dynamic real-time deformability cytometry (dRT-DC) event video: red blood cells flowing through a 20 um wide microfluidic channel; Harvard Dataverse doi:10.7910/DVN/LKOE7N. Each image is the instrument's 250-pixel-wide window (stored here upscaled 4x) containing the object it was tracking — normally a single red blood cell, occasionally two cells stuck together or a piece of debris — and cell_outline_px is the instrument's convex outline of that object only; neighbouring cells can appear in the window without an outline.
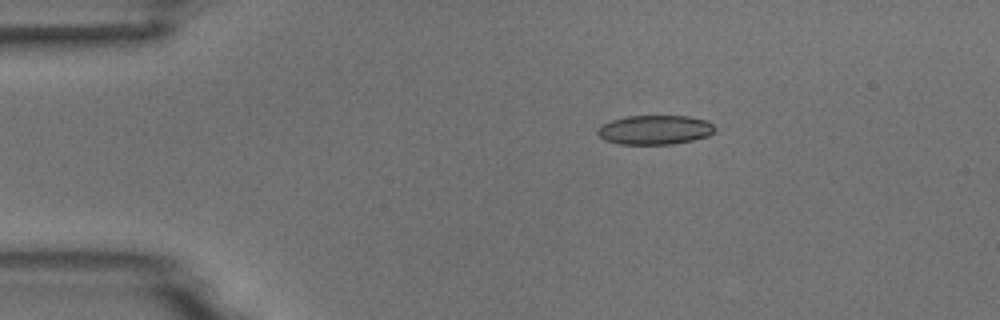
{"species": "common noctule bat (a hibernating species)", "species_latin": "Nyctalus noctula", "temperature_condition": "room temperature", "stored_images_in_passage": 3, "camera_frame_rate_fps": 3000, "um_per_image_px": 0.085, "animal": {"sex": "male", "body_mass_g": 18.8}, "frame": {"image": 1, "passage_image": 1, "time_ms": 0.0, "image_size_px": [1000, 320], "cell_outline_px": [[716, 128], [708, 136], [692, 140], [672, 144], [620, 144], [604, 140], [596, 132], [604, 124], [612, 120], [624, 116], [688, 116], [708, 120]], "centroid_in_image_um": [55.68, 11.03], "position_along_channel_um": 29.3, "area_um2": 19.94}}